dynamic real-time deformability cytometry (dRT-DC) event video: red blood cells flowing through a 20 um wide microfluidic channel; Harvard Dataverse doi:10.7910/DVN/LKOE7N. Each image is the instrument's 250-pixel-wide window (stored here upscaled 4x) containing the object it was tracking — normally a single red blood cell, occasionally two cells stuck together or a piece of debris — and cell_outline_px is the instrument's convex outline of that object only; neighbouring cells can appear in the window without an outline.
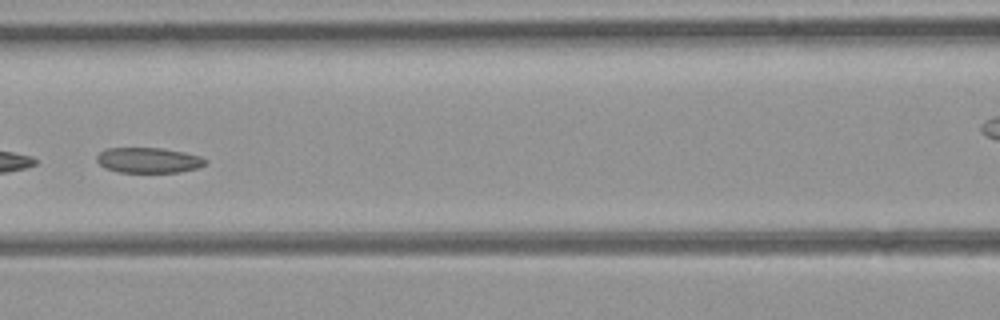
{"species": "common noctule bat (a hibernating species)", "species_latin": "Nyctalus noctula", "temperature_condition": "room temperature", "stored_images_in_passage": 14, "camera_frame_rate_fps": 3000, "um_per_image_px": 0.085, "animal": {"sex": "female", "body_mass_g": 21.9}, "frame": {"image": 1, "passage_image": 10, "time_ms": 3.0, "image_size_px": [1000, 320], "cell_outline_px": [[208, 164], [196, 168], [180, 172], [120, 172], [104, 168], [96, 160], [96, 156], [104, 148], [164, 148], [184, 152], [200, 156], [208, 160]], "centroid_in_image_um": [12.63, 13.61], "position_along_channel_um": 154.0, "area_um2": 16.18}}